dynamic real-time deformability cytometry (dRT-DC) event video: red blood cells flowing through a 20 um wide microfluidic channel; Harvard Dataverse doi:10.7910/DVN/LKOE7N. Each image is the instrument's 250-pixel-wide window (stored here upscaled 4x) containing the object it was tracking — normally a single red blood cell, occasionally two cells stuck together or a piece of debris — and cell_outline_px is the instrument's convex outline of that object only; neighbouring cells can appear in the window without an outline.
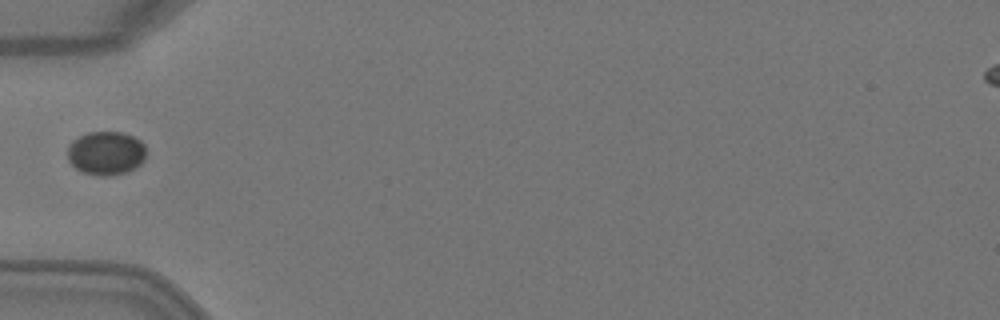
{"species": "Egyptian fruit bat (a non-hibernating species)", "species_latin": "Rousettus aegyptiacus", "temperature_condition": "warm", "stored_images_in_passage": 6, "camera_frame_rate_fps": 3000, "um_per_image_px": 0.085, "animal": {"sex": "female"}, "frame": {"image": 1, "passage_image": 5, "time_ms": 1.333, "image_size_px": [1000, 320], "cell_outline_px": [[148, 152], [144, 160], [140, 164], [128, 172], [108, 176], [100, 176], [84, 172], [76, 168], [68, 160], [68, 144], [72, 140], [88, 132], [120, 132], [132, 136], [140, 140], [144, 144]], "centroid_in_image_um": [9.03, 13.01], "position_along_channel_um": 76.0, "area_um2": 20.17}}